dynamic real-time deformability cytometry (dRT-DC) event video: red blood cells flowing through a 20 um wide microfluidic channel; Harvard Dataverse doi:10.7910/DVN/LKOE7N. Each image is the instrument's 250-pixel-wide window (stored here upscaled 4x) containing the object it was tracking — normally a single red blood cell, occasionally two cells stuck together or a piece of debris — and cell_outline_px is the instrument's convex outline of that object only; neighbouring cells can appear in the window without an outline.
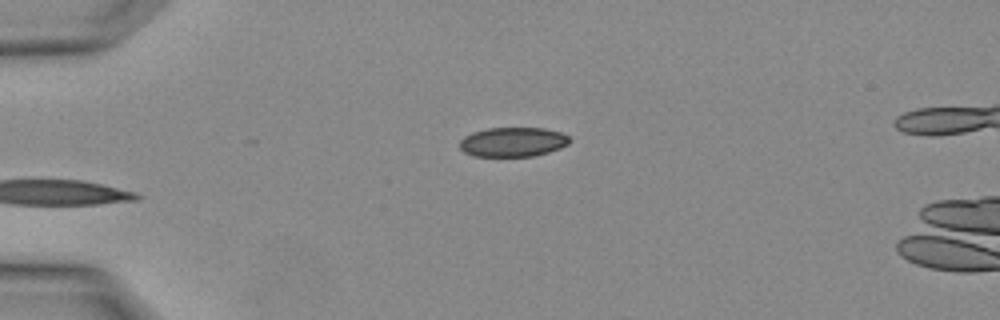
{"species": "Egyptian fruit bat (a non-hibernating species)", "species_latin": "Rousettus aegyptiacus", "temperature_condition": "warm", "stored_images_in_passage": 2, "camera_frame_rate_fps": 3000, "um_per_image_px": 0.085, "animal": {"sex": "female"}, "frame": {"image": 1, "passage_image": 2, "time_ms": 0.333, "image_size_px": [1000, 320], "cell_outline_px": [[572, 140], [568, 144], [560, 148], [548, 152], [532, 156], [472, 156], [464, 152], [460, 148], [460, 140], [464, 136], [472, 132], [488, 128], [544, 128], [560, 132], [568, 136]], "centroid_in_image_um": [43.59, 12.06], "position_along_channel_um": 41.4, "area_um2": 18.9}}